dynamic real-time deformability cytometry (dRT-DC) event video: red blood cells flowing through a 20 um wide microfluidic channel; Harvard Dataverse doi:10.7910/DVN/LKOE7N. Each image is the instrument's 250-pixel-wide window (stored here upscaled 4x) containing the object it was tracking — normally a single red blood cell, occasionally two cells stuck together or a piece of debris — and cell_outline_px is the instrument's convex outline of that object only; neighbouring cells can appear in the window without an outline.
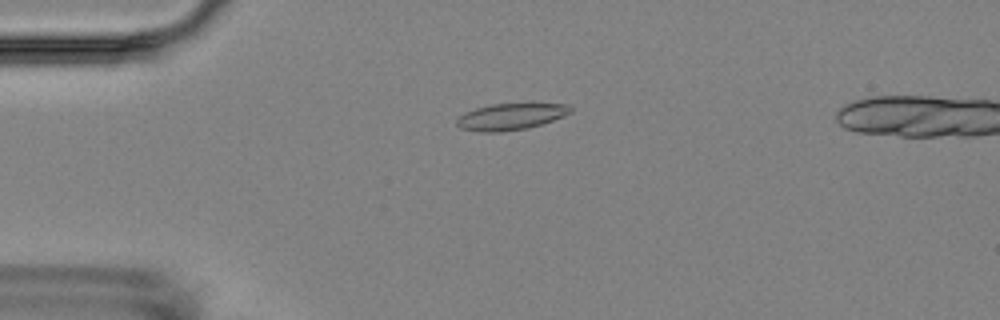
{"species": "Egyptian fruit bat (a non-hibernating species)", "species_latin": "Rousettus aegyptiacus", "temperature_condition": "room temperature", "stored_images_in_passage": 6, "camera_frame_rate_fps": 3000, "um_per_image_px": 0.085, "animal": {"sex": "female"}, "frame": {"image": 1, "passage_image": 4, "time_ms": 4.333, "image_size_px": [1000, 320], "cell_outline_px": [[572, 112], [564, 116], [540, 124], [524, 128], [500, 132], [480, 132], [460, 128], [456, 124], [456, 120], [464, 112], [476, 108], [492, 104], [568, 104], [572, 108]], "centroid_in_image_um": [43.38, 9.91], "position_along_channel_um": 41.6, "area_um2": 17.34}}